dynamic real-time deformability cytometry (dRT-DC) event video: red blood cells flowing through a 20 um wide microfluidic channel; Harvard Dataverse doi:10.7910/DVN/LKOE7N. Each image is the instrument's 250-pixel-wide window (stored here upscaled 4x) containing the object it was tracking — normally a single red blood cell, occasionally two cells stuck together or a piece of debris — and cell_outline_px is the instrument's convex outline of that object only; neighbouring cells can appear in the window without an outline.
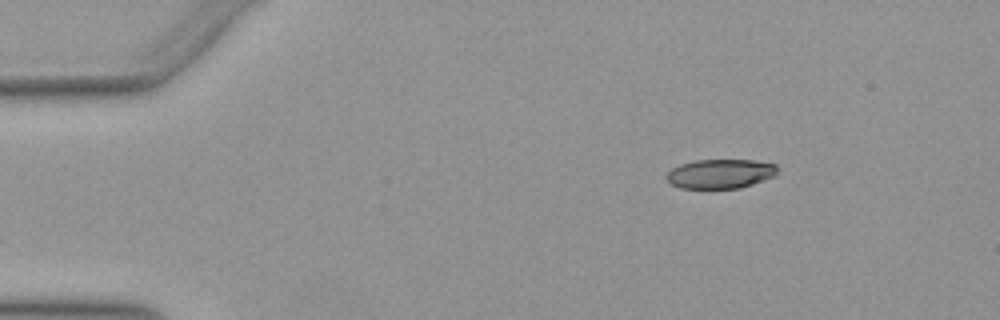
{"species": "Egyptian fruit bat (a non-hibernating species)", "species_latin": "Rousettus aegyptiacus", "temperature_condition": "warm", "stored_images_in_passage": 45, "camera_frame_rate_fps": 3000, "um_per_image_px": 0.085, "animal": {"sex": "female"}, "frame": {"image": 1, "passage_image": 1, "time_ms": 0.0, "image_size_px": [1000, 320], "cell_outline_px": [[776, 176], [740, 188], [680, 188], [672, 184], [664, 176], [672, 168], [680, 164], [696, 160], [756, 160], [776, 164]], "centroid_in_image_um": [61.23, 14.76], "position_along_channel_um": 23.8, "area_um2": 18.96}}
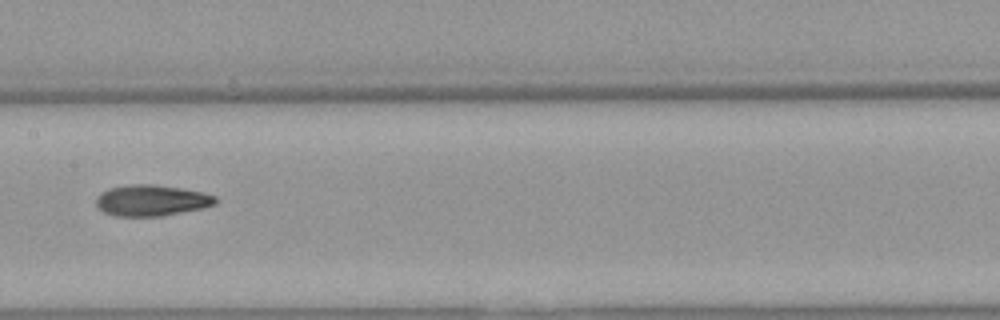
{"frame": {"image": 2, "passage_image": 20, "time_ms": 6.333, "image_size_px": [1000, 320], "cell_outline_px": [[220, 200], [216, 204], [204, 208], [160, 216], [112, 216], [104, 212], [96, 204], [96, 196], [100, 192], [108, 188], [132, 184], [156, 184], [204, 192], [216, 196]], "centroid_in_image_um": [12.9, 17.03], "position_along_channel_um": 194.5, "area_um2": 21.91}}
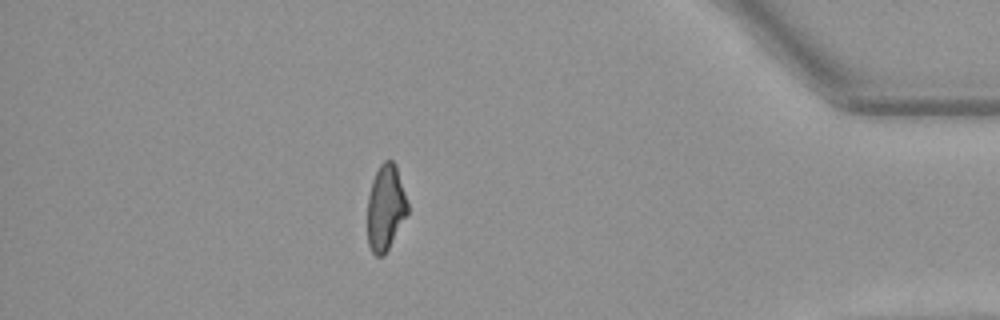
{"frame": {"image": 3, "passage_image": 39, "time_ms": 12.667, "image_size_px": [1000, 320], "cell_outline_px": [[408, 212], [384, 256], [376, 256], [372, 252], [368, 244], [368, 196], [372, 180], [380, 164], [384, 160], [392, 160], [396, 164], [408, 204]], "centroid_in_image_um": [32.77, 17.64], "position_along_channel_um": 402.4, "area_um2": 19.94}, "authors_computed_cell_mechanics": {"area_um2": 21.2126, "velocity_mm_per_s": 3.9508, "shape_relaxation_time_tau1_ms": null, "shape_relaxation_time_tau2_ms": 3.4184, "deformation_change_tau1": null, "deformation_change_tau2": 0.1137}}